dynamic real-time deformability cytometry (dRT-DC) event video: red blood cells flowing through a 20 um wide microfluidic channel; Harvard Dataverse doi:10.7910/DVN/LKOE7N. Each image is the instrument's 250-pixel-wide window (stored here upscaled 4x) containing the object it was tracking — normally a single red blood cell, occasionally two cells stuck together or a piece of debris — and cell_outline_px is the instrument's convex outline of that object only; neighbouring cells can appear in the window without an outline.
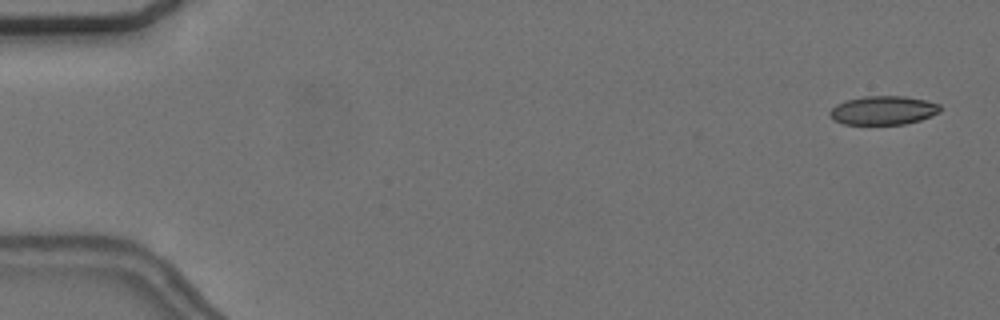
{"species": "common noctule bat (a hibernating species)", "species_latin": "Nyctalus noctula", "temperature_condition": "cold", "stored_images_in_passage": 11, "camera_frame_rate_fps": 3000, "um_per_image_px": 0.085, "animal": {"sex": "female", "body_mass_g": 24.6, "forearm_length_mm": 56.2}, "frame": {"image": 1, "passage_image": 2, "time_ms": 0.333, "image_size_px": [1000, 320], "cell_outline_px": [[940, 112], [932, 116], [920, 120], [904, 124], [844, 124], [836, 120], [828, 112], [836, 104], [844, 100], [864, 96], [904, 96], [924, 100], [940, 104]], "centroid_in_image_um": [75.08, 9.37], "position_along_channel_um": 9.9, "area_um2": 18.44}}